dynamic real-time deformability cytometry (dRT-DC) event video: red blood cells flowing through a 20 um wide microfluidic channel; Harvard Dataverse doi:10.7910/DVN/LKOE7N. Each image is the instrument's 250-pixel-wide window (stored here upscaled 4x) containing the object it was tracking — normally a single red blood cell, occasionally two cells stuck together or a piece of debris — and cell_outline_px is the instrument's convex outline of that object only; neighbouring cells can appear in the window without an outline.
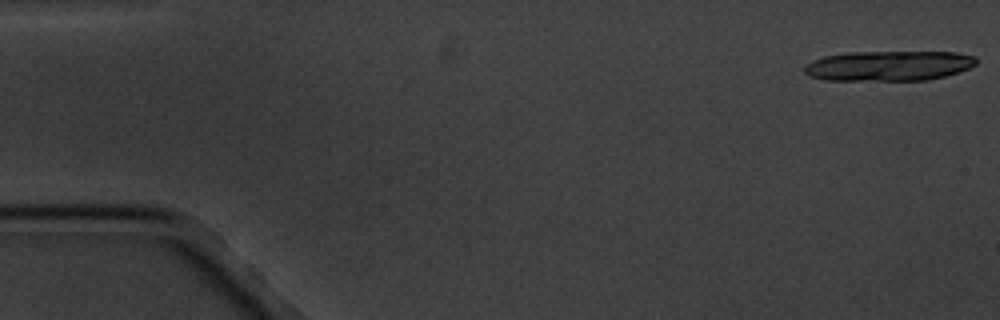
{"species": "common noctule bat (a hibernating species)", "species_latin": "Nyctalus noctula", "temperature_condition": "cold", "stored_images_in_passage": 7, "camera_frame_rate_fps": 3000, "um_per_image_px": 0.085, "animal": {"sex": "male", "body_mass_g": 20.1, "forearm_length_mm": 53.5}, "frame": {"image": 1, "passage_image": 1, "time_ms": 0.0, "image_size_px": [1000, 320], "cell_outline_px": [[976, 64], [968, 68], [944, 76], [928, 80], [824, 80], [808, 76], [804, 72], [804, 68], [812, 60], [824, 56], [848, 52], [956, 52], [976, 56]], "centroid_in_image_um": [75.52, 5.59], "position_along_channel_um": 9.5, "area_um2": 30.11}}
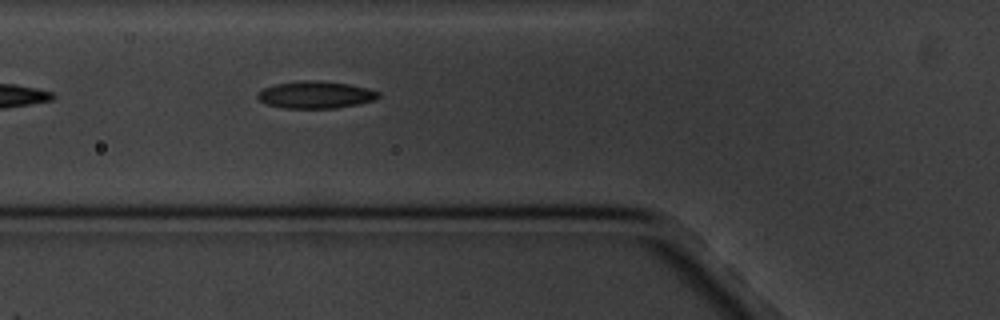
{"frame": {"image": 2, "passage_image": 7, "time_ms": 6.667, "image_size_px": [1000, 320], "cell_outline_px": [[380, 96], [376, 100], [336, 108], [284, 108], [264, 104], [256, 96], [256, 92], [264, 88], [276, 84], [300, 80], [308, 80], [348, 84], [368, 88], [380, 92]], "centroid_in_image_um": [26.8, 8.06], "position_along_channel_um": 99.0, "area_um2": 19.13}}